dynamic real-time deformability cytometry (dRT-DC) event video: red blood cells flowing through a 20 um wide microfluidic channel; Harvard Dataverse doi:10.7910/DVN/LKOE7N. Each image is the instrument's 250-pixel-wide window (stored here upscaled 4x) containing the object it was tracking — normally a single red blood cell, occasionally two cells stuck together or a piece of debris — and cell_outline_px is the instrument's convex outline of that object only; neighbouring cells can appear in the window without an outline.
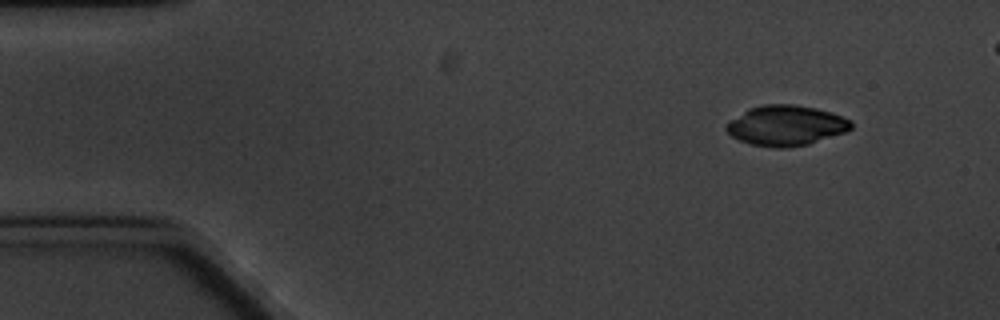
{"species": "common noctule bat (a hibernating species)", "species_latin": "Nyctalus noctula", "temperature_condition": "cold", "stored_images_in_passage": 5, "segment_of_instrument_passage": [2, 2], "camera_frame_rate_fps": 3000, "um_per_image_px": 0.085, "animal": {"sex": "male", "body_mass_g": 20.1, "forearm_length_mm": 53.5}, "frame": {"image": 1, "passage_image": 5, "time_ms": 5.667, "image_size_px": [1000, 320], "cell_outline_px": [[852, 128], [844, 132], [808, 144], [784, 148], [776, 148], [752, 144], [740, 140], [732, 136], [724, 128], [732, 120], [748, 108], [764, 104], [792, 104], [816, 108], [832, 112], [852, 120]], "centroid_in_image_um": [66.83, 10.66], "position_along_channel_um": 18.2, "area_um2": 29.02}}